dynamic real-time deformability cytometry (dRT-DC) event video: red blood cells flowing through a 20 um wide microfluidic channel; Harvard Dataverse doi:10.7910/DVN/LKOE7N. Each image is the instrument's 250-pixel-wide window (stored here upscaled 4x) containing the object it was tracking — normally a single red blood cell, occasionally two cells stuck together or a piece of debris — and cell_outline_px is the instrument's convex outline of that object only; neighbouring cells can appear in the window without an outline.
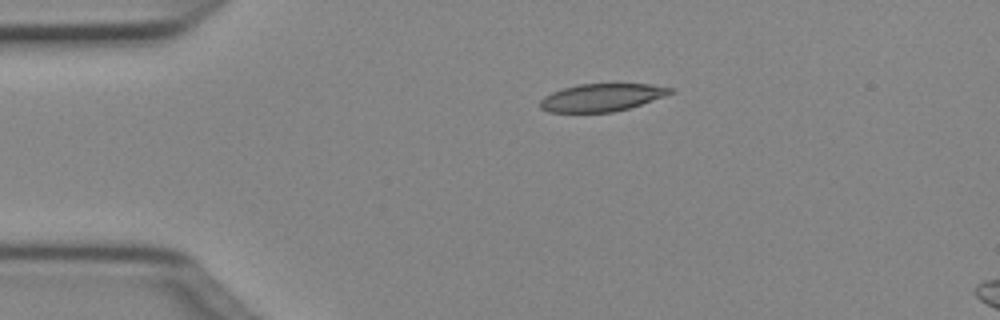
{"species": "Egyptian fruit bat (a non-hibernating species)", "species_latin": "Rousettus aegyptiacus", "temperature_condition": "cold", "stored_images_in_passage": 6, "camera_frame_rate_fps": 3000, "um_per_image_px": 0.085, "animal": {"sex": "female"}, "frame": {"image": 1, "passage_image": 1, "time_ms": 0.0, "image_size_px": [1000, 320], "cell_outline_px": [[676, 92], [628, 108], [612, 112], [548, 112], [540, 108], [540, 100], [544, 96], [552, 92], [564, 88], [580, 84], [652, 84], [672, 88]], "centroid_in_image_um": [51.14, 8.28], "position_along_channel_um": 33.9, "area_um2": 20.81}}